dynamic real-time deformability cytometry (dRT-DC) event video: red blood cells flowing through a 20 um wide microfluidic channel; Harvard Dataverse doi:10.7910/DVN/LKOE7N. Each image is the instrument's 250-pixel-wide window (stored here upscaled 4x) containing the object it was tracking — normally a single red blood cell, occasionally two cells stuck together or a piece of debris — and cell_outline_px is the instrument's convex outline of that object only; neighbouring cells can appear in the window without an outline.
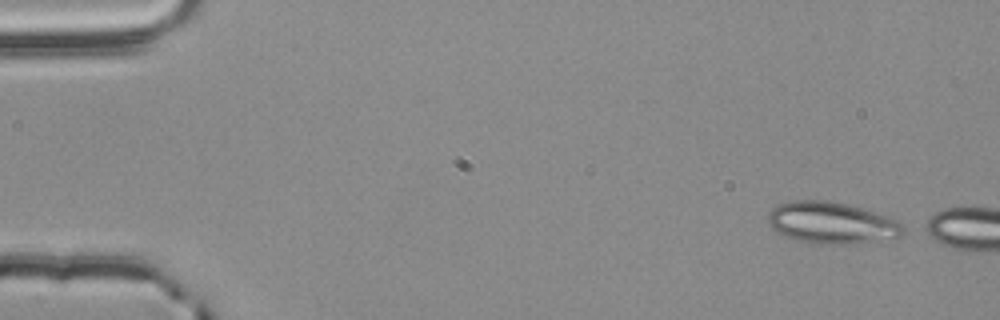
{"species": "common noctule bat (a hibernating species)", "species_latin": "Nyctalus noctula", "temperature_condition": "room temperature", "stored_images_in_passage": 5, "camera_frame_rate_fps": 3000, "um_per_image_px": 0.085, "animal": {"sex": "male", "body_mass_g": 20.4}, "frame": {"image": 1, "passage_image": 1, "time_ms": 0.0, "image_size_px": [1000, 320], "cell_outline_px": [[908, 228], [900, 236], [848, 244], [808, 244], [784, 236], [776, 232], [772, 228], [768, 220], [768, 212], [776, 204], [792, 200], [824, 200], [844, 204], [860, 208], [888, 216], [896, 220]], "centroid_in_image_um": [70.63, 18.94], "position_along_channel_um": 14.4, "area_um2": 32.83}}